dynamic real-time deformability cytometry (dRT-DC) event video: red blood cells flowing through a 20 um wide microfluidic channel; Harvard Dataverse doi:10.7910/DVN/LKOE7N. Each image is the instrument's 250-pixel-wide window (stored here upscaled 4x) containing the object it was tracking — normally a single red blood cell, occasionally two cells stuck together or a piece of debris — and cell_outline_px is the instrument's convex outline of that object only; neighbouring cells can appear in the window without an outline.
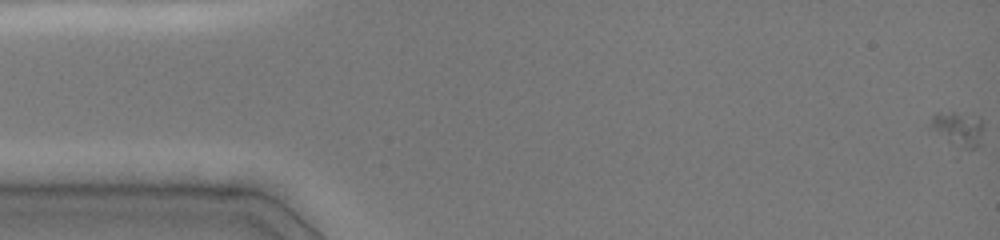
{"species": "common noctule bat (a hibernating species)", "species_latin": "Nyctalus noctula", "temperature_condition": "cold", "stored_images_in_passage": 51, "camera_frame_rate_fps": 3000, "um_per_image_px": 0.085, "animal": {"sex": "female", "body_mass_g": 19.0, "forearm_length_mm": 51.5}, "frame": {"image": 1, "passage_image": 1, "time_ms": 0.0, "image_size_px": [1000, 240], "cell_outline_px": [[984, 124], [980, 144], [956, 160], [928, 128], [928, 124], [932, 116], [936, 112], [952, 112], [980, 116]], "centroid_in_image_um": [81.35, 11.19], "position_along_channel_um": 3.7, "area_um2": 13.12}}
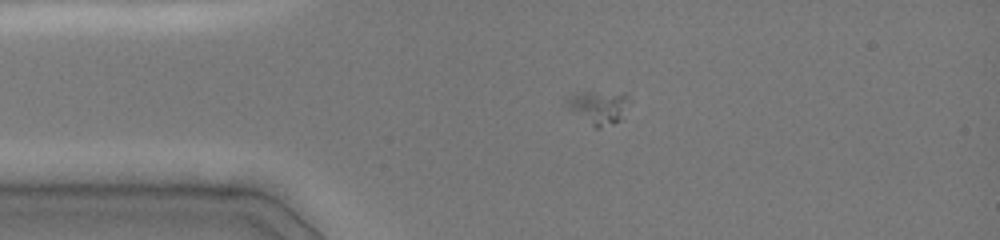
{"frame": {"image": 2, "passage_image": 12, "time_ms": 3.667, "image_size_px": [1000, 240], "cell_outline_px": [[628, 92], [620, 120], [612, 124], [600, 128], [596, 128], [568, 108], [568, 100], [576, 92]], "centroid_in_image_um": [50.87, 9.1], "position_along_channel_um": 34.1, "area_um2": 11.56}}